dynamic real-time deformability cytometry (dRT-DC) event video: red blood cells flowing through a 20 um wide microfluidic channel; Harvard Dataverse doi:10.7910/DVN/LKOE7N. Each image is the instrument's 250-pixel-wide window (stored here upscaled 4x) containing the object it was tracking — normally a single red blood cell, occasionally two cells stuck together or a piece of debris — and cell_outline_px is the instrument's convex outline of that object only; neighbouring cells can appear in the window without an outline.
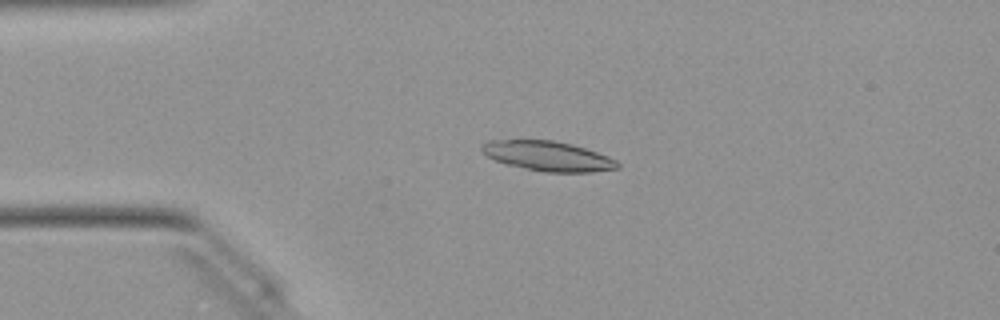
{"species": "Egyptian fruit bat (a non-hibernating species)", "species_latin": "Rousettus aegyptiacus", "temperature_condition": "warm", "stored_images_in_passage": 49, "camera_frame_rate_fps": 3000, "um_per_image_px": 0.085, "animal": {"sex": "female"}, "frame": {"image": 1, "passage_image": 10, "time_ms": 3.0, "image_size_px": [1000, 320], "cell_outline_px": [[620, 168], [592, 172], [544, 172], [524, 168], [508, 164], [496, 160], [488, 156], [480, 148], [480, 144], [488, 140], [552, 140], [572, 144], [608, 156], [616, 160], [620, 164]], "centroid_in_image_um": [46.58, 13.26], "position_along_channel_um": 38.4, "area_um2": 23.47}}
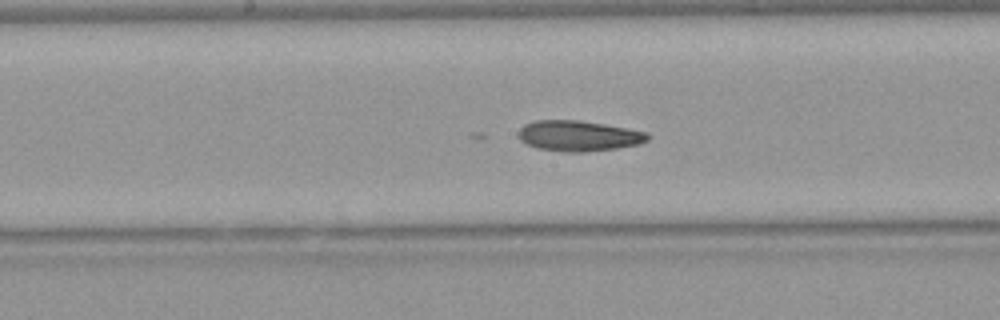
{"frame": {"image": 2, "passage_image": 24, "time_ms": 7.667, "image_size_px": [1000, 320], "cell_outline_px": [[652, 136], [648, 140], [640, 144], [616, 148], [584, 152], [564, 152], [536, 148], [520, 140], [520, 128], [524, 124], [536, 120], [580, 120], [628, 128], [648, 132]], "centroid_in_image_um": [49.22, 11.54], "position_along_channel_um": 199.0, "area_um2": 23.12}}
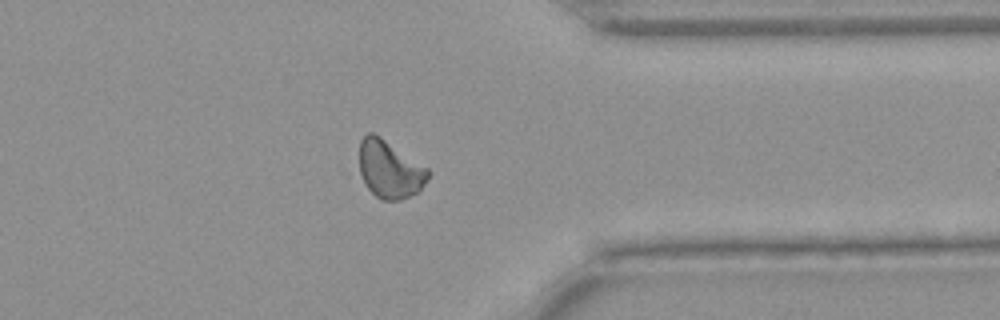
{"frame": {"image": 3, "passage_image": 38, "time_ms": 12.333, "image_size_px": [1000, 320], "cell_outline_px": [[432, 172], [424, 184], [416, 192], [400, 200], [380, 200], [364, 184], [360, 172], [360, 140], [368, 132], [372, 132], [380, 136], [428, 168]], "centroid_in_image_um": [33.12, 14.39], "position_along_channel_um": 378.3, "area_um2": 23.0}}